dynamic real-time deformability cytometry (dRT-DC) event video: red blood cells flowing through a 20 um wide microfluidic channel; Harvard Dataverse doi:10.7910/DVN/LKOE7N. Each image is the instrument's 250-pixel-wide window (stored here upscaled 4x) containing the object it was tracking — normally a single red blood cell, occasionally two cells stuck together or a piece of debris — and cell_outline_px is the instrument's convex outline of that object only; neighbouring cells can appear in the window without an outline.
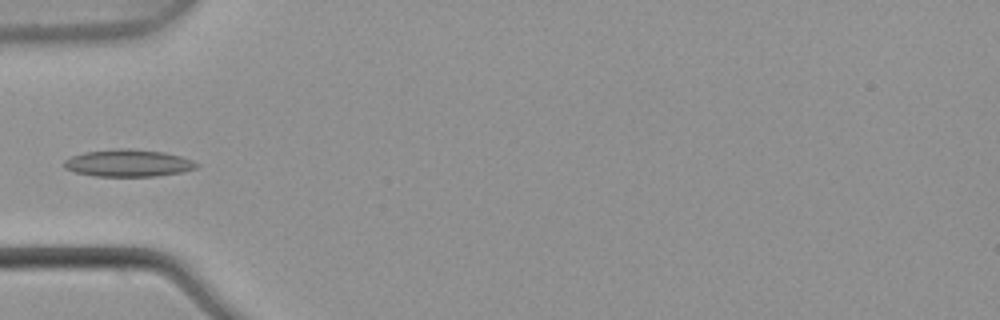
{"species": "common noctule bat (a hibernating species)", "species_latin": "Nyctalus noctula", "temperature_condition": "warm", "stored_images_in_passage": 5, "camera_frame_rate_fps": 3000, "um_per_image_px": 0.085, "animal": {"sex": "male", "body_mass_g": 21.5, "forearm_length_mm": 52.0}, "frame": {"image": 1, "passage_image": 5, "time_ms": 1.333, "image_size_px": [1000, 320], "cell_outline_px": [[200, 164], [196, 168], [184, 172], [156, 176], [96, 176], [76, 172], [64, 168], [64, 160], [72, 156], [84, 152], [120, 148], [128, 148], [164, 152], [180, 156], [192, 160]], "centroid_in_image_um": [10.92, 13.86], "position_along_channel_um": 74.1, "area_um2": 20.98}}